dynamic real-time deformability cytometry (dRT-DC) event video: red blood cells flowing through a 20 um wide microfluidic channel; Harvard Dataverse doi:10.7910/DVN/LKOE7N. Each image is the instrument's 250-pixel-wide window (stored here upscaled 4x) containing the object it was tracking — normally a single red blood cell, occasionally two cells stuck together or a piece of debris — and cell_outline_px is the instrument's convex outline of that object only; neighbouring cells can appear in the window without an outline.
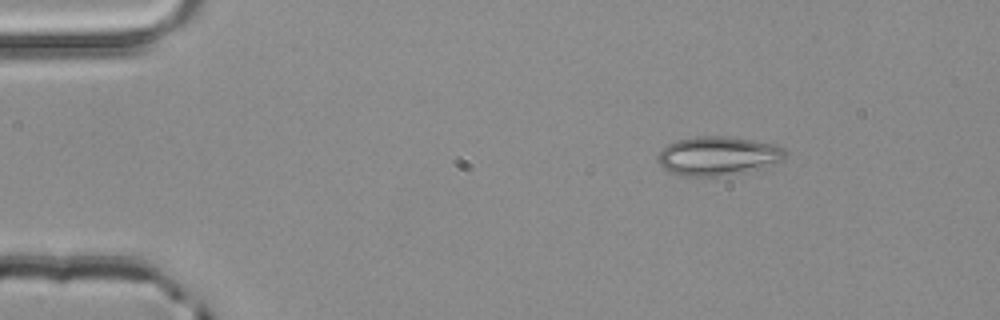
{"species": "common noctule bat (a hibernating species)", "species_latin": "Nyctalus noctula", "temperature_condition": "room temperature", "stored_images_in_passage": 3, "camera_frame_rate_fps": 3000, "um_per_image_px": 0.085, "animal": {"sex": "male", "body_mass_g": 20.4}, "frame": {"image": 1, "passage_image": 1, "time_ms": 0.0, "image_size_px": [1000, 320], "cell_outline_px": [[788, 152], [780, 160], [716, 176], [684, 176], [672, 172], [664, 168], [656, 160], [656, 156], [668, 144], [676, 140], [696, 136], [728, 136], [776, 144], [784, 148]], "centroid_in_image_um": [60.92, 13.2], "position_along_channel_um": 24.1, "area_um2": 27.86}}